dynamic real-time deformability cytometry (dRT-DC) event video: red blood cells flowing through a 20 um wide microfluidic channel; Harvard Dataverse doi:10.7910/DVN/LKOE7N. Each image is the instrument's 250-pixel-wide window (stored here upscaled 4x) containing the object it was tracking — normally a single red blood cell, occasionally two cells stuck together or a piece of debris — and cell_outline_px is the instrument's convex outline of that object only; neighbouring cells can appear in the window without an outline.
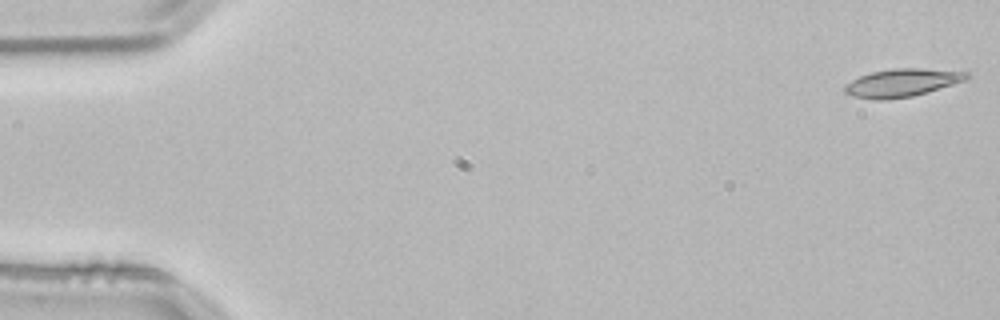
{"species": "common noctule bat (a hibernating species)", "species_latin": "Nyctalus noctula", "temperature_condition": "room temperature", "stored_images_in_passage": 16, "camera_frame_rate_fps": 3000, "um_per_image_px": 0.085, "animal": {"sex": "male", "body_mass_g": 21.5, "forearm_length_mm": 52.0}, "frame": {"image": 1, "passage_image": 1, "time_ms": 0.0, "image_size_px": [1000, 320], "cell_outline_px": [[972, 76], [964, 80], [952, 84], [912, 96], [884, 100], [872, 100], [852, 96], [844, 92], [844, 84], [860, 76], [872, 72], [892, 68], [920, 68], [968, 72]], "centroid_in_image_um": [76.62, 7.03], "position_along_channel_um": 8.4, "area_um2": 19.77}}
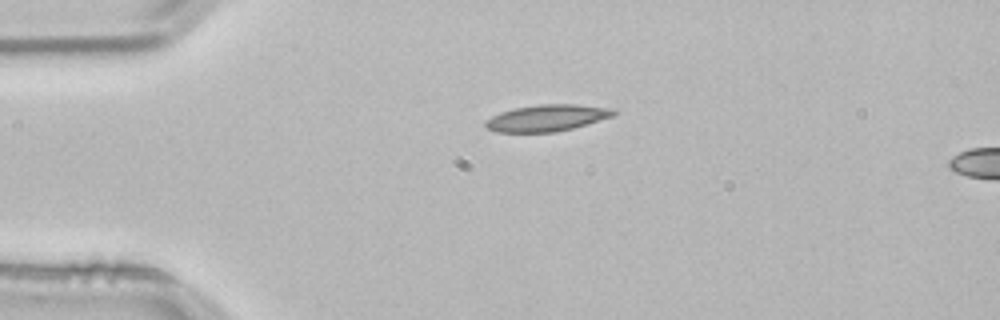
{"frame": {"image": 2, "passage_image": 12, "time_ms": 3.667, "image_size_px": [1000, 320], "cell_outline_px": [[616, 112], [612, 116], [572, 128], [556, 132], [496, 132], [484, 128], [484, 120], [500, 112], [516, 108], [540, 104], [576, 104], [616, 108]], "centroid_in_image_um": [46.45, 10.02], "position_along_channel_um": 38.5, "area_um2": 19.88}}